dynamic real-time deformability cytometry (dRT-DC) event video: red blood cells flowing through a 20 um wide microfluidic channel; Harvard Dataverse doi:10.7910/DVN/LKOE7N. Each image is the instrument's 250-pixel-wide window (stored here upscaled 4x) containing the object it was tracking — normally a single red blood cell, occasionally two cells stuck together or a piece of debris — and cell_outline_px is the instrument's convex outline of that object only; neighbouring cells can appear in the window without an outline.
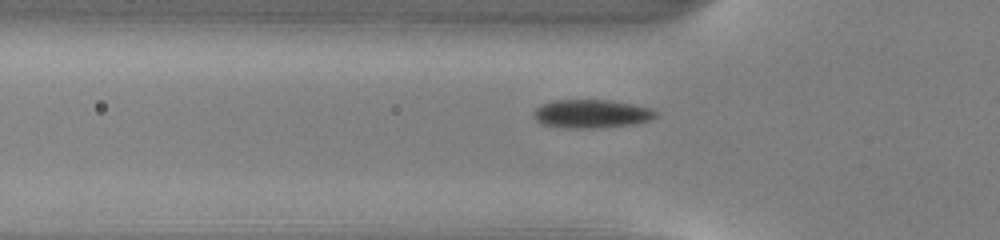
{"species": "common noctule bat (a hibernating species)", "species_latin": "Nyctalus noctula", "temperature_condition": "warm", "stored_images_in_passage": 36, "camera_frame_rate_fps": 3000, "um_per_image_px": 0.085, "animal": {"sex": "male", "body_mass_g": 13.0, "forearm_length_mm": 53.1}, "frame": {"image": 1, "passage_image": 2, "time_ms": 0.333, "image_size_px": [1000, 240], "cell_outline_px": [[656, 116], [648, 120], [632, 124], [600, 128], [564, 128], [544, 124], [536, 120], [532, 116], [532, 112], [540, 104], [552, 100], [612, 100], [652, 108], [656, 112]], "centroid_in_image_um": [50.23, 9.66], "position_along_channel_um": 75.6, "area_um2": 20.35}}
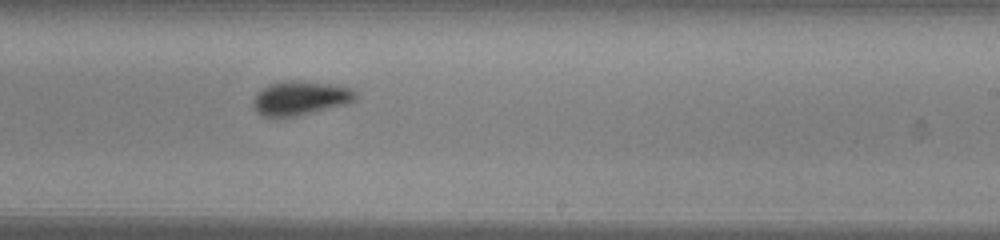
{"frame": {"image": 2, "passage_image": 16, "time_ms": 5.0, "image_size_px": [1000, 240], "cell_outline_px": [[356, 96], [352, 100], [344, 104], [296, 116], [276, 120], [264, 116], [256, 112], [252, 108], [252, 100], [268, 84], [288, 80], [292, 80], [328, 84], [352, 88], [356, 92]], "centroid_in_image_um": [25.43, 8.37], "position_along_channel_um": 263.6, "area_um2": 20.29}}
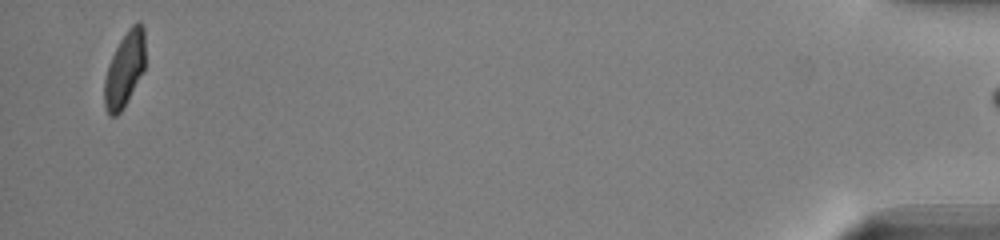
{"frame": {"image": 3, "passage_image": 35, "time_ms": 11.333, "image_size_px": [1000, 240], "cell_outline_px": [[144, 68], [120, 112], [116, 116], [108, 116], [104, 108], [104, 80], [108, 64], [120, 40], [128, 28], [136, 20], [140, 20], [144, 24]], "centroid_in_image_um": [10.57, 5.85], "position_along_channel_um": 424.6, "area_um2": 17.69}, "authors_computed_cell_mechanics": {"area_um2": 19.8543, "velocity_mm_per_s": 4.0271, "shape_relaxation_time_tau1_ms": 2.3651, "shape_relaxation_time_tau2_ms": null, "deformation_change_tau1": 0.1112, "deformation_change_tau2": null}}